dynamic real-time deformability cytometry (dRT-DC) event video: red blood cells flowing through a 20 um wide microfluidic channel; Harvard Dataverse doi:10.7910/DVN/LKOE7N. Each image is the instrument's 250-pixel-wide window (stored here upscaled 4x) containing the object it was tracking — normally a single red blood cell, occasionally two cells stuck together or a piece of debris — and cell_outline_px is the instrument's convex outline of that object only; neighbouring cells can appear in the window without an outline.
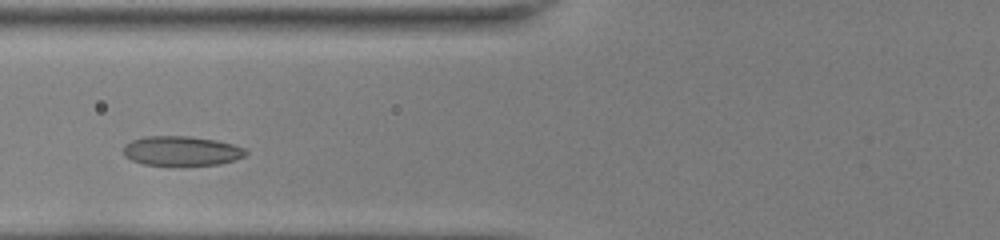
{"species": "common noctule bat (a hibernating species)", "species_latin": "Nyctalus noctula", "temperature_condition": "room temperature", "stored_images_in_passage": 32, "camera_frame_rate_fps": 3000, "um_per_image_px": 0.085, "animal": {"sex": "female", "body_mass_g": 22.0, "forearm_length_mm": 56.7}, "frame": {"image": 1, "passage_image": 8, "time_ms": 2.333, "image_size_px": [1000, 240], "cell_outline_px": [[248, 152], [244, 156], [236, 160], [220, 164], [172, 168], [144, 164], [132, 160], [124, 156], [124, 144], [132, 140], [148, 136], [188, 136], [216, 140], [232, 144], [244, 148]], "centroid_in_image_um": [15.42, 12.87], "position_along_channel_um": 110.4, "area_um2": 21.85}}
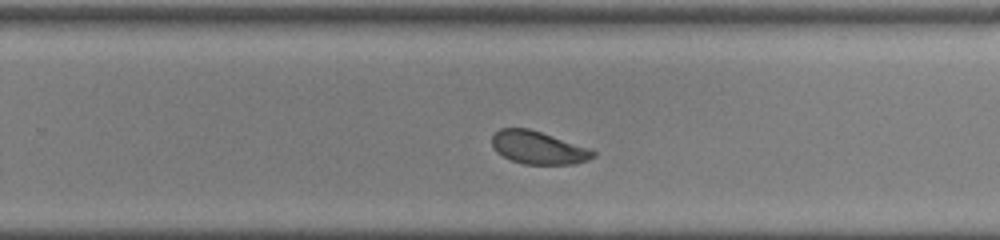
{"frame": {"image": 2, "passage_image": 21, "time_ms": 6.667, "image_size_px": [1000, 240], "cell_outline_px": [[596, 156], [588, 160], [576, 164], [524, 164], [512, 160], [496, 152], [492, 144], [492, 136], [500, 128], [528, 128], [592, 148], [596, 152]], "centroid_in_image_um": [45.8, 12.55], "position_along_channel_um": 284.0, "area_um2": 19.48}}
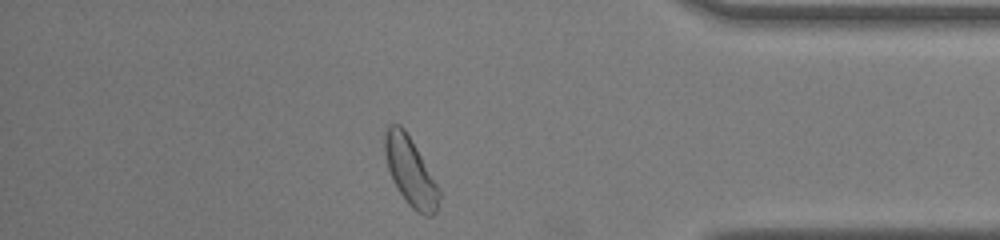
{"frame": {"image": 3, "passage_image": 31, "time_ms": 10.0, "image_size_px": [1000, 240], "cell_outline_px": [[440, 196], [436, 212], [432, 216], [424, 216], [416, 212], [408, 204], [392, 180], [388, 168], [384, 152], [384, 132], [392, 124], [400, 124], [404, 128], [440, 188]], "centroid_in_image_um": [34.89, 14.6], "position_along_channel_um": 400.3, "area_um2": 21.5}, "authors_computed_cell_mechanics": {"area_um2": 20.1144, "velocity_mm_per_s": 4.0204, "shape_relaxation_time_tau1_ms": 5.8711, "shape_relaxation_time_tau2_ms": 1.2356, "deformation_change_tau1": 0.1425, "deformation_change_tau2": 0.0717}}